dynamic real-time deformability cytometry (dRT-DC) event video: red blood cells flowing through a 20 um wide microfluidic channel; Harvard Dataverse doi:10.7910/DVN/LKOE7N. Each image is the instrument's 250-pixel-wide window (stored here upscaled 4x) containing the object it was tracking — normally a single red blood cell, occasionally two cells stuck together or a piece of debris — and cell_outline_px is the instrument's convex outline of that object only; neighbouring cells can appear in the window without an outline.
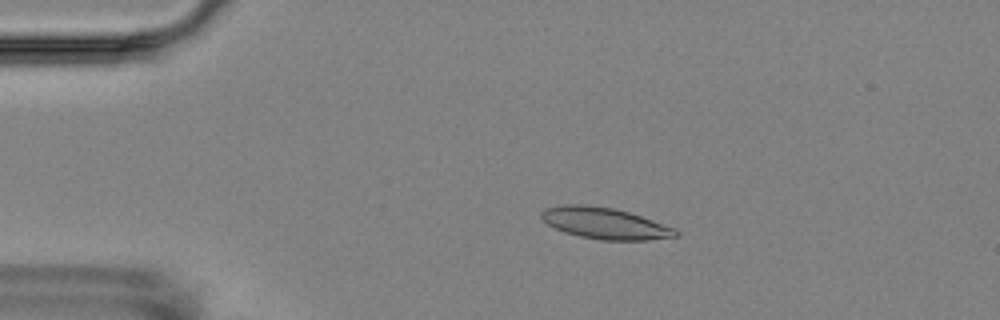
{"species": "Egyptian fruit bat (a non-hibernating species)", "species_latin": "Rousettus aegyptiacus", "temperature_condition": "room temperature", "stored_images_in_passage": 17, "camera_frame_rate_fps": 3000, "um_per_image_px": 0.085, "animal": {"sex": "female"}, "frame": {"image": 1, "passage_image": 4, "time_ms": 3.333, "image_size_px": [1000, 320], "cell_outline_px": [[680, 236], [648, 240], [600, 240], [580, 236], [564, 232], [548, 224], [540, 216], [540, 212], [544, 208], [564, 204], [584, 204], [612, 208], [628, 212], [676, 228], [680, 232]], "centroid_in_image_um": [51.42, 18.98], "position_along_channel_um": 33.6, "area_um2": 24.57}}
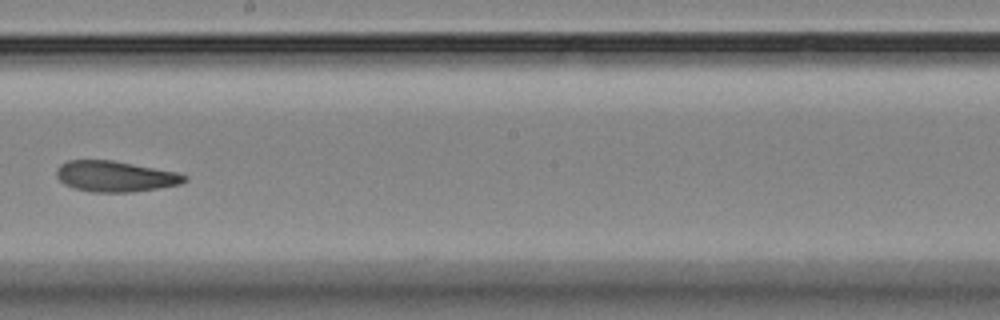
{"frame": {"image": 2, "passage_image": 10, "time_ms": 10.333, "image_size_px": [1000, 320], "cell_outline_px": [[188, 180], [180, 184], [160, 188], [128, 192], [92, 192], [72, 188], [64, 184], [56, 176], [56, 168], [60, 164], [68, 160], [112, 160], [176, 172], [188, 176]], "centroid_in_image_um": [9.77, 14.99], "position_along_channel_um": 238.4, "area_um2": 23.0}}
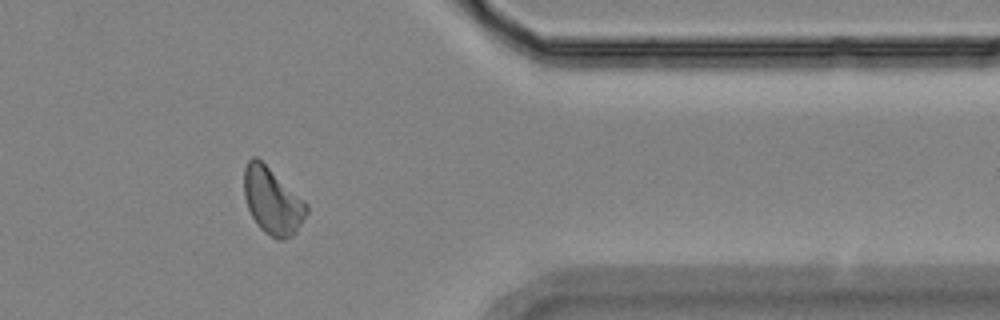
{"frame": {"image": 3, "passage_image": 14, "time_ms": 15.0, "image_size_px": [1000, 320], "cell_outline_px": [[308, 212], [296, 232], [292, 236], [284, 240], [276, 240], [264, 232], [260, 228], [252, 216], [248, 208], [244, 196], [244, 168], [248, 160], [252, 156], [256, 156], [304, 200], [308, 204]], "centroid_in_image_um": [23.15, 17.1], "position_along_channel_um": 388.2, "area_um2": 24.16}, "authors_computed_cell_mechanics": {"area_um2": 23.12, "velocity_mm_per_s": 3.5584, "shape_relaxation_time_tau1_ms": null, "shape_relaxation_time_tau2_ms": 5.6224, "deformation_change_tau1": null, "deformation_change_tau2": 0.1016}}